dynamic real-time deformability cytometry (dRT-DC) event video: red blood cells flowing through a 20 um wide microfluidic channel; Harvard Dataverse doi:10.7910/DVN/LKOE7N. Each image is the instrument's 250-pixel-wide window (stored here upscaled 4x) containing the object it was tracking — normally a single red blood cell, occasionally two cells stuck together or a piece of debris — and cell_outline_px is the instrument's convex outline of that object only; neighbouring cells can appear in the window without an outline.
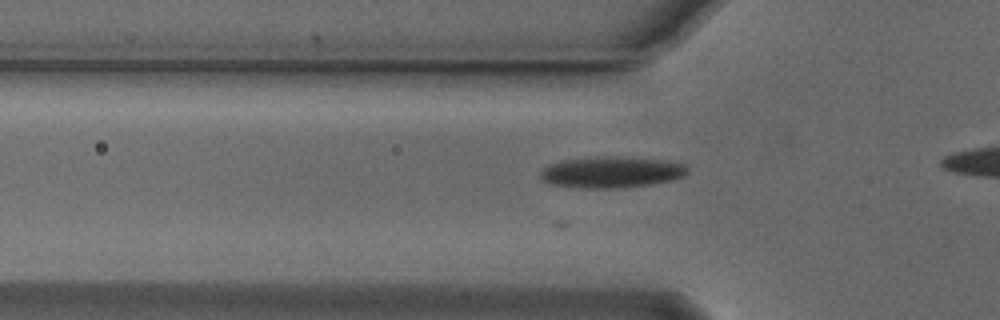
{"species": "Egyptian fruit bat (a non-hibernating species)", "species_latin": "Rousettus aegyptiacus", "temperature_condition": "cold", "stored_images_in_passage": 11, "camera_frame_rate_fps": 3000, "um_per_image_px": 0.085, "animal": {"sex": "male"}, "frame": {"image": 1, "passage_image": 5, "time_ms": 1.333, "image_size_px": [1000, 320], "cell_outline_px": [[688, 172], [684, 176], [672, 180], [652, 184], [624, 188], [584, 188], [552, 184], [544, 180], [540, 176], [540, 172], [548, 164], [560, 160], [596, 156], [616, 156], [664, 160], [684, 164], [688, 168]], "centroid_in_image_um": [51.98, 14.62], "position_along_channel_um": 73.8, "area_um2": 26.99}}
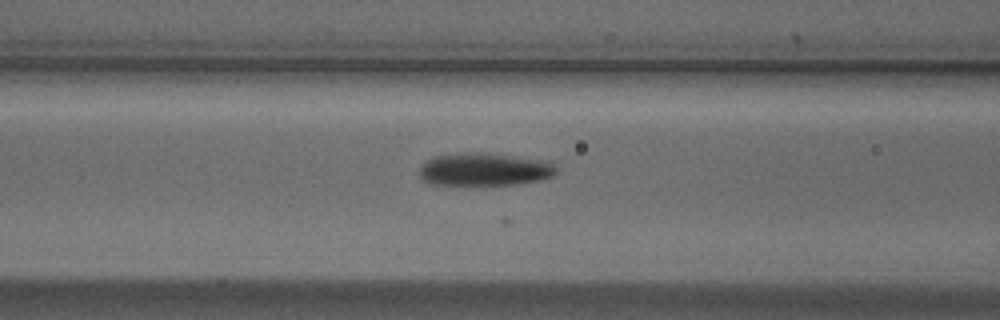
{"frame": {"image": 2, "passage_image": 9, "time_ms": 2.667, "image_size_px": [1000, 320], "cell_outline_px": [[556, 172], [552, 176], [536, 180], [512, 184], [432, 184], [424, 180], [420, 176], [420, 164], [432, 156], [460, 152], [484, 152], [552, 160], [556, 168]], "centroid_in_image_um": [41.17, 14.35], "position_along_channel_um": 125.4, "area_um2": 26.41}}